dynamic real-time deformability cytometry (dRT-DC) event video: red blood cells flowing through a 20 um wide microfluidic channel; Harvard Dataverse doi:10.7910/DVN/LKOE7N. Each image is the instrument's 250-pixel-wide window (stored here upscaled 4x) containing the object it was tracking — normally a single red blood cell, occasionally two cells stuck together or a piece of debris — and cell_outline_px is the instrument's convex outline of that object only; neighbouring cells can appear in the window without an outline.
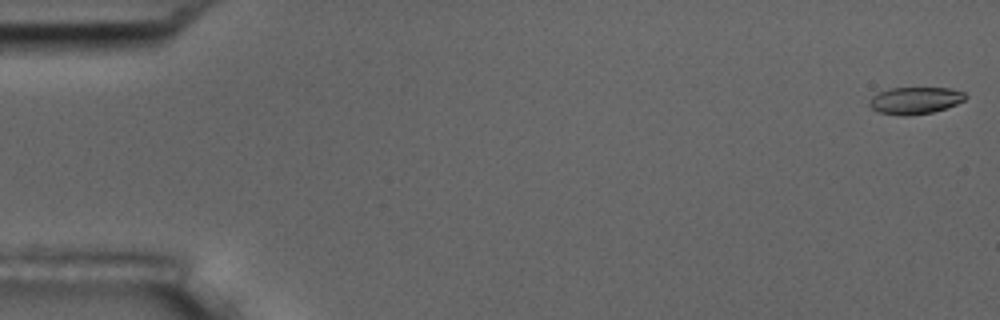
{"species": "common noctule bat (a hibernating species)", "species_latin": "Nyctalus noctula", "temperature_condition": "room temperature", "stored_images_in_passage": 7, "camera_frame_rate_fps": 3000, "um_per_image_px": 0.085, "animal": {"sex": "male", "body_mass_g": 17.5, "forearm_length_mm": 52.3}, "frame": {"image": 1, "passage_image": 1, "time_ms": 0.0, "image_size_px": [1000, 320], "cell_outline_px": [[968, 96], [964, 100], [956, 104], [932, 112], [908, 116], [904, 116], [880, 112], [872, 108], [868, 104], [868, 100], [872, 96], [880, 92], [892, 88], [948, 88], [964, 92]], "centroid_in_image_um": [77.78, 8.54], "position_along_channel_um": 7.2, "area_um2": 14.97}}
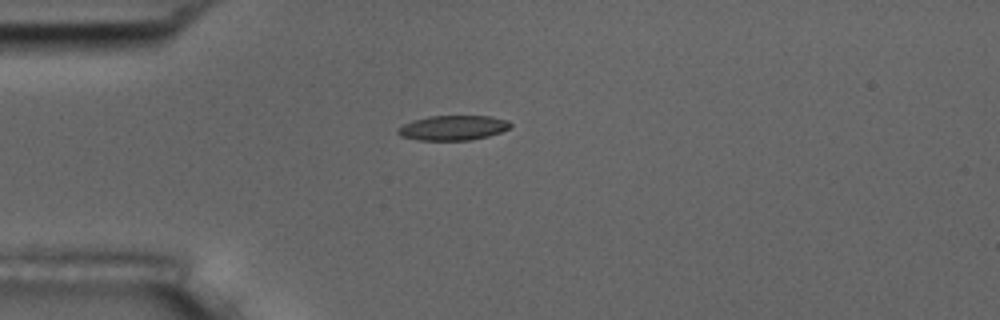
{"frame": {"image": 2, "passage_image": 5, "time_ms": 4.667, "image_size_px": [1000, 320], "cell_outline_px": [[512, 124], [508, 128], [500, 132], [488, 136], [468, 140], [416, 140], [400, 136], [396, 132], [396, 128], [412, 120], [428, 116], [492, 116], [508, 120]], "centroid_in_image_um": [38.46, 10.86], "position_along_channel_um": 46.5, "area_um2": 16.36}}
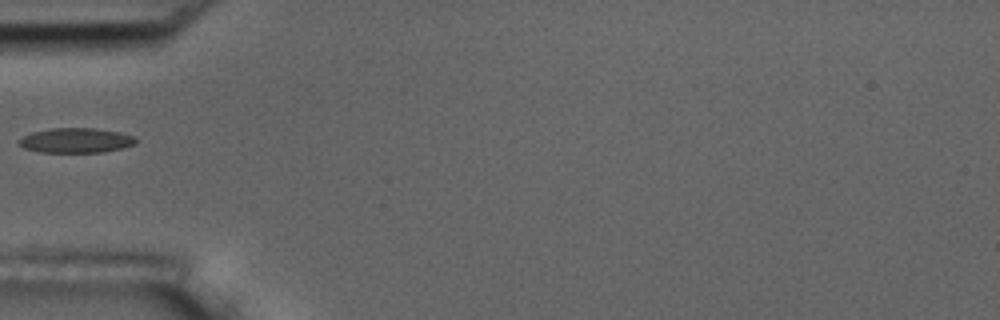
{"frame": {"image": 3, "passage_image": 6, "time_ms": 6.0, "image_size_px": [1000, 320], "cell_outline_px": [[136, 144], [120, 148], [100, 152], [40, 152], [24, 148], [16, 144], [16, 140], [32, 132], [52, 128], [96, 128], [120, 132], [136, 136]], "centroid_in_image_um": [6.43, 11.93], "position_along_channel_um": 78.6, "area_um2": 16.99}}